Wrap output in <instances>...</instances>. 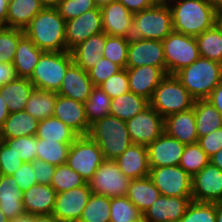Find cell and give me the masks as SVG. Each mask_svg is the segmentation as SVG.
<instances>
[{
    "mask_svg": "<svg viewBox=\"0 0 222 222\" xmlns=\"http://www.w3.org/2000/svg\"><path fill=\"white\" fill-rule=\"evenodd\" d=\"M167 3L175 32L197 37L214 26L216 6L212 0H170Z\"/></svg>",
    "mask_w": 222,
    "mask_h": 222,
    "instance_id": "1",
    "label": "cell"
},
{
    "mask_svg": "<svg viewBox=\"0 0 222 222\" xmlns=\"http://www.w3.org/2000/svg\"><path fill=\"white\" fill-rule=\"evenodd\" d=\"M66 21L56 7H44L24 28V34L41 50L68 51L65 42Z\"/></svg>",
    "mask_w": 222,
    "mask_h": 222,
    "instance_id": "2",
    "label": "cell"
},
{
    "mask_svg": "<svg viewBox=\"0 0 222 222\" xmlns=\"http://www.w3.org/2000/svg\"><path fill=\"white\" fill-rule=\"evenodd\" d=\"M175 76L195 99H207L222 81V64L199 57L190 66L182 68Z\"/></svg>",
    "mask_w": 222,
    "mask_h": 222,
    "instance_id": "3",
    "label": "cell"
},
{
    "mask_svg": "<svg viewBox=\"0 0 222 222\" xmlns=\"http://www.w3.org/2000/svg\"><path fill=\"white\" fill-rule=\"evenodd\" d=\"M88 136L108 160L117 159L132 144L126 122L112 115L90 125Z\"/></svg>",
    "mask_w": 222,
    "mask_h": 222,
    "instance_id": "4",
    "label": "cell"
},
{
    "mask_svg": "<svg viewBox=\"0 0 222 222\" xmlns=\"http://www.w3.org/2000/svg\"><path fill=\"white\" fill-rule=\"evenodd\" d=\"M173 31L172 13L167 2L134 13L131 38L163 41Z\"/></svg>",
    "mask_w": 222,
    "mask_h": 222,
    "instance_id": "5",
    "label": "cell"
},
{
    "mask_svg": "<svg viewBox=\"0 0 222 222\" xmlns=\"http://www.w3.org/2000/svg\"><path fill=\"white\" fill-rule=\"evenodd\" d=\"M195 99L175 75L167 74L155 88L149 103L163 118L193 108Z\"/></svg>",
    "mask_w": 222,
    "mask_h": 222,
    "instance_id": "6",
    "label": "cell"
},
{
    "mask_svg": "<svg viewBox=\"0 0 222 222\" xmlns=\"http://www.w3.org/2000/svg\"><path fill=\"white\" fill-rule=\"evenodd\" d=\"M72 64L73 59L70 51H44L29 80L36 89L57 92L67 69Z\"/></svg>",
    "mask_w": 222,
    "mask_h": 222,
    "instance_id": "7",
    "label": "cell"
},
{
    "mask_svg": "<svg viewBox=\"0 0 222 222\" xmlns=\"http://www.w3.org/2000/svg\"><path fill=\"white\" fill-rule=\"evenodd\" d=\"M162 43L166 74L175 75L200 57L196 37L172 31Z\"/></svg>",
    "mask_w": 222,
    "mask_h": 222,
    "instance_id": "8",
    "label": "cell"
},
{
    "mask_svg": "<svg viewBox=\"0 0 222 222\" xmlns=\"http://www.w3.org/2000/svg\"><path fill=\"white\" fill-rule=\"evenodd\" d=\"M104 160L97 143L85 135L71 144L66 164L88 182Z\"/></svg>",
    "mask_w": 222,
    "mask_h": 222,
    "instance_id": "9",
    "label": "cell"
},
{
    "mask_svg": "<svg viewBox=\"0 0 222 222\" xmlns=\"http://www.w3.org/2000/svg\"><path fill=\"white\" fill-rule=\"evenodd\" d=\"M130 181L115 160L105 159L87 183L93 194L112 198L125 196Z\"/></svg>",
    "mask_w": 222,
    "mask_h": 222,
    "instance_id": "10",
    "label": "cell"
},
{
    "mask_svg": "<svg viewBox=\"0 0 222 222\" xmlns=\"http://www.w3.org/2000/svg\"><path fill=\"white\" fill-rule=\"evenodd\" d=\"M149 177L161 195L192 197V176L179 165L150 168Z\"/></svg>",
    "mask_w": 222,
    "mask_h": 222,
    "instance_id": "11",
    "label": "cell"
},
{
    "mask_svg": "<svg viewBox=\"0 0 222 222\" xmlns=\"http://www.w3.org/2000/svg\"><path fill=\"white\" fill-rule=\"evenodd\" d=\"M126 125L133 144L148 146L164 132V118L150 105Z\"/></svg>",
    "mask_w": 222,
    "mask_h": 222,
    "instance_id": "12",
    "label": "cell"
},
{
    "mask_svg": "<svg viewBox=\"0 0 222 222\" xmlns=\"http://www.w3.org/2000/svg\"><path fill=\"white\" fill-rule=\"evenodd\" d=\"M143 65L159 67L166 73V61L162 41L130 39L125 68H136Z\"/></svg>",
    "mask_w": 222,
    "mask_h": 222,
    "instance_id": "13",
    "label": "cell"
},
{
    "mask_svg": "<svg viewBox=\"0 0 222 222\" xmlns=\"http://www.w3.org/2000/svg\"><path fill=\"white\" fill-rule=\"evenodd\" d=\"M91 194L87 182L83 186L57 193L52 214L59 222H78Z\"/></svg>",
    "mask_w": 222,
    "mask_h": 222,
    "instance_id": "14",
    "label": "cell"
},
{
    "mask_svg": "<svg viewBox=\"0 0 222 222\" xmlns=\"http://www.w3.org/2000/svg\"><path fill=\"white\" fill-rule=\"evenodd\" d=\"M192 200L216 203L222 201V170L210 162L192 176Z\"/></svg>",
    "mask_w": 222,
    "mask_h": 222,
    "instance_id": "15",
    "label": "cell"
},
{
    "mask_svg": "<svg viewBox=\"0 0 222 222\" xmlns=\"http://www.w3.org/2000/svg\"><path fill=\"white\" fill-rule=\"evenodd\" d=\"M103 32L101 8L96 7L66 21L65 42L68 51L90 36Z\"/></svg>",
    "mask_w": 222,
    "mask_h": 222,
    "instance_id": "16",
    "label": "cell"
},
{
    "mask_svg": "<svg viewBox=\"0 0 222 222\" xmlns=\"http://www.w3.org/2000/svg\"><path fill=\"white\" fill-rule=\"evenodd\" d=\"M192 197L160 195L143 213L148 222H178L186 213Z\"/></svg>",
    "mask_w": 222,
    "mask_h": 222,
    "instance_id": "17",
    "label": "cell"
},
{
    "mask_svg": "<svg viewBox=\"0 0 222 222\" xmlns=\"http://www.w3.org/2000/svg\"><path fill=\"white\" fill-rule=\"evenodd\" d=\"M185 144L163 132L147 146L150 168L179 165Z\"/></svg>",
    "mask_w": 222,
    "mask_h": 222,
    "instance_id": "18",
    "label": "cell"
},
{
    "mask_svg": "<svg viewBox=\"0 0 222 222\" xmlns=\"http://www.w3.org/2000/svg\"><path fill=\"white\" fill-rule=\"evenodd\" d=\"M53 116L71 128L78 136L88 135V123L84 103L57 95Z\"/></svg>",
    "mask_w": 222,
    "mask_h": 222,
    "instance_id": "19",
    "label": "cell"
},
{
    "mask_svg": "<svg viewBox=\"0 0 222 222\" xmlns=\"http://www.w3.org/2000/svg\"><path fill=\"white\" fill-rule=\"evenodd\" d=\"M103 32L109 36L131 39L134 13L122 3L114 1L101 8Z\"/></svg>",
    "mask_w": 222,
    "mask_h": 222,
    "instance_id": "20",
    "label": "cell"
},
{
    "mask_svg": "<svg viewBox=\"0 0 222 222\" xmlns=\"http://www.w3.org/2000/svg\"><path fill=\"white\" fill-rule=\"evenodd\" d=\"M130 92L150 101L155 88L167 75L161 68L143 65L136 68H126Z\"/></svg>",
    "mask_w": 222,
    "mask_h": 222,
    "instance_id": "21",
    "label": "cell"
},
{
    "mask_svg": "<svg viewBox=\"0 0 222 222\" xmlns=\"http://www.w3.org/2000/svg\"><path fill=\"white\" fill-rule=\"evenodd\" d=\"M115 161L121 172L130 180L144 178L150 174L147 146L132 143Z\"/></svg>",
    "mask_w": 222,
    "mask_h": 222,
    "instance_id": "22",
    "label": "cell"
},
{
    "mask_svg": "<svg viewBox=\"0 0 222 222\" xmlns=\"http://www.w3.org/2000/svg\"><path fill=\"white\" fill-rule=\"evenodd\" d=\"M164 132L183 144L198 142L194 109L173 113L164 118Z\"/></svg>",
    "mask_w": 222,
    "mask_h": 222,
    "instance_id": "23",
    "label": "cell"
},
{
    "mask_svg": "<svg viewBox=\"0 0 222 222\" xmlns=\"http://www.w3.org/2000/svg\"><path fill=\"white\" fill-rule=\"evenodd\" d=\"M92 88L93 84L89 78L88 72L73 63L67 69L57 93L60 96H65L85 103L89 98Z\"/></svg>",
    "mask_w": 222,
    "mask_h": 222,
    "instance_id": "24",
    "label": "cell"
},
{
    "mask_svg": "<svg viewBox=\"0 0 222 222\" xmlns=\"http://www.w3.org/2000/svg\"><path fill=\"white\" fill-rule=\"evenodd\" d=\"M56 191L50 185L35 184L23 192V206L28 215L52 214Z\"/></svg>",
    "mask_w": 222,
    "mask_h": 222,
    "instance_id": "25",
    "label": "cell"
},
{
    "mask_svg": "<svg viewBox=\"0 0 222 222\" xmlns=\"http://www.w3.org/2000/svg\"><path fill=\"white\" fill-rule=\"evenodd\" d=\"M105 44V32L90 36L70 50L73 63L88 72L102 57Z\"/></svg>",
    "mask_w": 222,
    "mask_h": 222,
    "instance_id": "26",
    "label": "cell"
},
{
    "mask_svg": "<svg viewBox=\"0 0 222 222\" xmlns=\"http://www.w3.org/2000/svg\"><path fill=\"white\" fill-rule=\"evenodd\" d=\"M0 210L10 221L26 215L23 192L12 176L0 174Z\"/></svg>",
    "mask_w": 222,
    "mask_h": 222,
    "instance_id": "27",
    "label": "cell"
},
{
    "mask_svg": "<svg viewBox=\"0 0 222 222\" xmlns=\"http://www.w3.org/2000/svg\"><path fill=\"white\" fill-rule=\"evenodd\" d=\"M43 52L24 34L19 39L12 62L17 77L30 78Z\"/></svg>",
    "mask_w": 222,
    "mask_h": 222,
    "instance_id": "28",
    "label": "cell"
},
{
    "mask_svg": "<svg viewBox=\"0 0 222 222\" xmlns=\"http://www.w3.org/2000/svg\"><path fill=\"white\" fill-rule=\"evenodd\" d=\"M34 85L29 78L17 77L13 81L0 86V95L6 102L9 113L25 110Z\"/></svg>",
    "mask_w": 222,
    "mask_h": 222,
    "instance_id": "29",
    "label": "cell"
},
{
    "mask_svg": "<svg viewBox=\"0 0 222 222\" xmlns=\"http://www.w3.org/2000/svg\"><path fill=\"white\" fill-rule=\"evenodd\" d=\"M44 7L40 0H9L6 27L24 30Z\"/></svg>",
    "mask_w": 222,
    "mask_h": 222,
    "instance_id": "30",
    "label": "cell"
},
{
    "mask_svg": "<svg viewBox=\"0 0 222 222\" xmlns=\"http://www.w3.org/2000/svg\"><path fill=\"white\" fill-rule=\"evenodd\" d=\"M38 123L25 110L10 113L1 128L2 140L36 135Z\"/></svg>",
    "mask_w": 222,
    "mask_h": 222,
    "instance_id": "31",
    "label": "cell"
},
{
    "mask_svg": "<svg viewBox=\"0 0 222 222\" xmlns=\"http://www.w3.org/2000/svg\"><path fill=\"white\" fill-rule=\"evenodd\" d=\"M198 138L222 128V115L207 99H198L193 105Z\"/></svg>",
    "mask_w": 222,
    "mask_h": 222,
    "instance_id": "32",
    "label": "cell"
},
{
    "mask_svg": "<svg viewBox=\"0 0 222 222\" xmlns=\"http://www.w3.org/2000/svg\"><path fill=\"white\" fill-rule=\"evenodd\" d=\"M160 195L159 190L155 187L149 176L131 180L126 194L127 198L142 213H144Z\"/></svg>",
    "mask_w": 222,
    "mask_h": 222,
    "instance_id": "33",
    "label": "cell"
},
{
    "mask_svg": "<svg viewBox=\"0 0 222 222\" xmlns=\"http://www.w3.org/2000/svg\"><path fill=\"white\" fill-rule=\"evenodd\" d=\"M110 105V115L126 122L145 110L150 103L148 99L129 91L113 98Z\"/></svg>",
    "mask_w": 222,
    "mask_h": 222,
    "instance_id": "34",
    "label": "cell"
},
{
    "mask_svg": "<svg viewBox=\"0 0 222 222\" xmlns=\"http://www.w3.org/2000/svg\"><path fill=\"white\" fill-rule=\"evenodd\" d=\"M35 136L60 143H73L78 137L71 128L54 116L39 121Z\"/></svg>",
    "mask_w": 222,
    "mask_h": 222,
    "instance_id": "35",
    "label": "cell"
},
{
    "mask_svg": "<svg viewBox=\"0 0 222 222\" xmlns=\"http://www.w3.org/2000/svg\"><path fill=\"white\" fill-rule=\"evenodd\" d=\"M58 93L34 88L26 103L25 111L38 121L53 116Z\"/></svg>",
    "mask_w": 222,
    "mask_h": 222,
    "instance_id": "36",
    "label": "cell"
},
{
    "mask_svg": "<svg viewBox=\"0 0 222 222\" xmlns=\"http://www.w3.org/2000/svg\"><path fill=\"white\" fill-rule=\"evenodd\" d=\"M111 98L100 86H93L84 109L89 125L97 120L110 115Z\"/></svg>",
    "mask_w": 222,
    "mask_h": 222,
    "instance_id": "37",
    "label": "cell"
},
{
    "mask_svg": "<svg viewBox=\"0 0 222 222\" xmlns=\"http://www.w3.org/2000/svg\"><path fill=\"white\" fill-rule=\"evenodd\" d=\"M72 143H60L37 138V160L59 166L67 162Z\"/></svg>",
    "mask_w": 222,
    "mask_h": 222,
    "instance_id": "38",
    "label": "cell"
},
{
    "mask_svg": "<svg viewBox=\"0 0 222 222\" xmlns=\"http://www.w3.org/2000/svg\"><path fill=\"white\" fill-rule=\"evenodd\" d=\"M199 55L222 64V32L214 25L196 37Z\"/></svg>",
    "mask_w": 222,
    "mask_h": 222,
    "instance_id": "39",
    "label": "cell"
},
{
    "mask_svg": "<svg viewBox=\"0 0 222 222\" xmlns=\"http://www.w3.org/2000/svg\"><path fill=\"white\" fill-rule=\"evenodd\" d=\"M78 222H110V197L92 193Z\"/></svg>",
    "mask_w": 222,
    "mask_h": 222,
    "instance_id": "40",
    "label": "cell"
},
{
    "mask_svg": "<svg viewBox=\"0 0 222 222\" xmlns=\"http://www.w3.org/2000/svg\"><path fill=\"white\" fill-rule=\"evenodd\" d=\"M141 218L143 213L126 195L110 198V222H137Z\"/></svg>",
    "mask_w": 222,
    "mask_h": 222,
    "instance_id": "41",
    "label": "cell"
},
{
    "mask_svg": "<svg viewBox=\"0 0 222 222\" xmlns=\"http://www.w3.org/2000/svg\"><path fill=\"white\" fill-rule=\"evenodd\" d=\"M210 162L209 156L198 143L186 144L179 166L190 176L200 172Z\"/></svg>",
    "mask_w": 222,
    "mask_h": 222,
    "instance_id": "42",
    "label": "cell"
},
{
    "mask_svg": "<svg viewBox=\"0 0 222 222\" xmlns=\"http://www.w3.org/2000/svg\"><path fill=\"white\" fill-rule=\"evenodd\" d=\"M86 181L66 163L56 167L51 180V187L56 193H62L72 188L83 186Z\"/></svg>",
    "mask_w": 222,
    "mask_h": 222,
    "instance_id": "43",
    "label": "cell"
},
{
    "mask_svg": "<svg viewBox=\"0 0 222 222\" xmlns=\"http://www.w3.org/2000/svg\"><path fill=\"white\" fill-rule=\"evenodd\" d=\"M130 39L106 34V44L102 57L116 63L121 68L126 67L127 53Z\"/></svg>",
    "mask_w": 222,
    "mask_h": 222,
    "instance_id": "44",
    "label": "cell"
},
{
    "mask_svg": "<svg viewBox=\"0 0 222 222\" xmlns=\"http://www.w3.org/2000/svg\"><path fill=\"white\" fill-rule=\"evenodd\" d=\"M24 31L18 28L3 27L0 30V62L12 64L19 39Z\"/></svg>",
    "mask_w": 222,
    "mask_h": 222,
    "instance_id": "45",
    "label": "cell"
},
{
    "mask_svg": "<svg viewBox=\"0 0 222 222\" xmlns=\"http://www.w3.org/2000/svg\"><path fill=\"white\" fill-rule=\"evenodd\" d=\"M14 153L24 162H33L37 159V137L23 136L3 140Z\"/></svg>",
    "mask_w": 222,
    "mask_h": 222,
    "instance_id": "46",
    "label": "cell"
},
{
    "mask_svg": "<svg viewBox=\"0 0 222 222\" xmlns=\"http://www.w3.org/2000/svg\"><path fill=\"white\" fill-rule=\"evenodd\" d=\"M178 222H216V203L193 201Z\"/></svg>",
    "mask_w": 222,
    "mask_h": 222,
    "instance_id": "47",
    "label": "cell"
},
{
    "mask_svg": "<svg viewBox=\"0 0 222 222\" xmlns=\"http://www.w3.org/2000/svg\"><path fill=\"white\" fill-rule=\"evenodd\" d=\"M56 8L64 20L68 21L95 9L96 6L93 0H61Z\"/></svg>",
    "mask_w": 222,
    "mask_h": 222,
    "instance_id": "48",
    "label": "cell"
},
{
    "mask_svg": "<svg viewBox=\"0 0 222 222\" xmlns=\"http://www.w3.org/2000/svg\"><path fill=\"white\" fill-rule=\"evenodd\" d=\"M100 87L111 99L128 93L130 88L127 69L122 68L119 72L105 80Z\"/></svg>",
    "mask_w": 222,
    "mask_h": 222,
    "instance_id": "49",
    "label": "cell"
},
{
    "mask_svg": "<svg viewBox=\"0 0 222 222\" xmlns=\"http://www.w3.org/2000/svg\"><path fill=\"white\" fill-rule=\"evenodd\" d=\"M122 68L109 59L101 57L96 65L88 71L93 86H100L105 80L119 72Z\"/></svg>",
    "mask_w": 222,
    "mask_h": 222,
    "instance_id": "50",
    "label": "cell"
},
{
    "mask_svg": "<svg viewBox=\"0 0 222 222\" xmlns=\"http://www.w3.org/2000/svg\"><path fill=\"white\" fill-rule=\"evenodd\" d=\"M24 163L4 142L0 144V174L12 176Z\"/></svg>",
    "mask_w": 222,
    "mask_h": 222,
    "instance_id": "51",
    "label": "cell"
},
{
    "mask_svg": "<svg viewBox=\"0 0 222 222\" xmlns=\"http://www.w3.org/2000/svg\"><path fill=\"white\" fill-rule=\"evenodd\" d=\"M12 177L15 179L17 186L22 192L37 184L32 162H24L20 168L16 170Z\"/></svg>",
    "mask_w": 222,
    "mask_h": 222,
    "instance_id": "52",
    "label": "cell"
},
{
    "mask_svg": "<svg viewBox=\"0 0 222 222\" xmlns=\"http://www.w3.org/2000/svg\"><path fill=\"white\" fill-rule=\"evenodd\" d=\"M205 153L211 157L222 148V128L198 138L197 142Z\"/></svg>",
    "mask_w": 222,
    "mask_h": 222,
    "instance_id": "53",
    "label": "cell"
},
{
    "mask_svg": "<svg viewBox=\"0 0 222 222\" xmlns=\"http://www.w3.org/2000/svg\"><path fill=\"white\" fill-rule=\"evenodd\" d=\"M32 167L38 184L51 185L56 166L36 159L32 162Z\"/></svg>",
    "mask_w": 222,
    "mask_h": 222,
    "instance_id": "54",
    "label": "cell"
},
{
    "mask_svg": "<svg viewBox=\"0 0 222 222\" xmlns=\"http://www.w3.org/2000/svg\"><path fill=\"white\" fill-rule=\"evenodd\" d=\"M122 3L129 11L136 13L154 6L159 0H116Z\"/></svg>",
    "mask_w": 222,
    "mask_h": 222,
    "instance_id": "55",
    "label": "cell"
},
{
    "mask_svg": "<svg viewBox=\"0 0 222 222\" xmlns=\"http://www.w3.org/2000/svg\"><path fill=\"white\" fill-rule=\"evenodd\" d=\"M17 78L13 64L0 62V86Z\"/></svg>",
    "mask_w": 222,
    "mask_h": 222,
    "instance_id": "56",
    "label": "cell"
},
{
    "mask_svg": "<svg viewBox=\"0 0 222 222\" xmlns=\"http://www.w3.org/2000/svg\"><path fill=\"white\" fill-rule=\"evenodd\" d=\"M222 115V81L213 89L207 98Z\"/></svg>",
    "mask_w": 222,
    "mask_h": 222,
    "instance_id": "57",
    "label": "cell"
},
{
    "mask_svg": "<svg viewBox=\"0 0 222 222\" xmlns=\"http://www.w3.org/2000/svg\"><path fill=\"white\" fill-rule=\"evenodd\" d=\"M9 0H0V26L6 27V17L8 11Z\"/></svg>",
    "mask_w": 222,
    "mask_h": 222,
    "instance_id": "58",
    "label": "cell"
},
{
    "mask_svg": "<svg viewBox=\"0 0 222 222\" xmlns=\"http://www.w3.org/2000/svg\"><path fill=\"white\" fill-rule=\"evenodd\" d=\"M9 111L6 105V102L3 100V97L0 95V128L3 127L6 118L9 116Z\"/></svg>",
    "mask_w": 222,
    "mask_h": 222,
    "instance_id": "59",
    "label": "cell"
},
{
    "mask_svg": "<svg viewBox=\"0 0 222 222\" xmlns=\"http://www.w3.org/2000/svg\"><path fill=\"white\" fill-rule=\"evenodd\" d=\"M32 222H59L53 214L32 215Z\"/></svg>",
    "mask_w": 222,
    "mask_h": 222,
    "instance_id": "60",
    "label": "cell"
},
{
    "mask_svg": "<svg viewBox=\"0 0 222 222\" xmlns=\"http://www.w3.org/2000/svg\"><path fill=\"white\" fill-rule=\"evenodd\" d=\"M210 163L222 170V148L211 157H209Z\"/></svg>",
    "mask_w": 222,
    "mask_h": 222,
    "instance_id": "61",
    "label": "cell"
},
{
    "mask_svg": "<svg viewBox=\"0 0 222 222\" xmlns=\"http://www.w3.org/2000/svg\"><path fill=\"white\" fill-rule=\"evenodd\" d=\"M214 25L222 32V7H216Z\"/></svg>",
    "mask_w": 222,
    "mask_h": 222,
    "instance_id": "62",
    "label": "cell"
},
{
    "mask_svg": "<svg viewBox=\"0 0 222 222\" xmlns=\"http://www.w3.org/2000/svg\"><path fill=\"white\" fill-rule=\"evenodd\" d=\"M216 222H222V201L216 202Z\"/></svg>",
    "mask_w": 222,
    "mask_h": 222,
    "instance_id": "63",
    "label": "cell"
},
{
    "mask_svg": "<svg viewBox=\"0 0 222 222\" xmlns=\"http://www.w3.org/2000/svg\"><path fill=\"white\" fill-rule=\"evenodd\" d=\"M61 0H40L45 7H56Z\"/></svg>",
    "mask_w": 222,
    "mask_h": 222,
    "instance_id": "64",
    "label": "cell"
},
{
    "mask_svg": "<svg viewBox=\"0 0 222 222\" xmlns=\"http://www.w3.org/2000/svg\"><path fill=\"white\" fill-rule=\"evenodd\" d=\"M116 0H93L94 4L98 8H102L103 6L109 5L111 2Z\"/></svg>",
    "mask_w": 222,
    "mask_h": 222,
    "instance_id": "65",
    "label": "cell"
},
{
    "mask_svg": "<svg viewBox=\"0 0 222 222\" xmlns=\"http://www.w3.org/2000/svg\"><path fill=\"white\" fill-rule=\"evenodd\" d=\"M10 222H32V215L26 214Z\"/></svg>",
    "mask_w": 222,
    "mask_h": 222,
    "instance_id": "66",
    "label": "cell"
},
{
    "mask_svg": "<svg viewBox=\"0 0 222 222\" xmlns=\"http://www.w3.org/2000/svg\"><path fill=\"white\" fill-rule=\"evenodd\" d=\"M0 222H10V220L0 210Z\"/></svg>",
    "mask_w": 222,
    "mask_h": 222,
    "instance_id": "67",
    "label": "cell"
},
{
    "mask_svg": "<svg viewBox=\"0 0 222 222\" xmlns=\"http://www.w3.org/2000/svg\"><path fill=\"white\" fill-rule=\"evenodd\" d=\"M216 7H222V0H212Z\"/></svg>",
    "mask_w": 222,
    "mask_h": 222,
    "instance_id": "68",
    "label": "cell"
},
{
    "mask_svg": "<svg viewBox=\"0 0 222 222\" xmlns=\"http://www.w3.org/2000/svg\"><path fill=\"white\" fill-rule=\"evenodd\" d=\"M2 133H1V128H0V144L2 143Z\"/></svg>",
    "mask_w": 222,
    "mask_h": 222,
    "instance_id": "69",
    "label": "cell"
},
{
    "mask_svg": "<svg viewBox=\"0 0 222 222\" xmlns=\"http://www.w3.org/2000/svg\"><path fill=\"white\" fill-rule=\"evenodd\" d=\"M137 222H148V221H146L144 218H141V219L138 220Z\"/></svg>",
    "mask_w": 222,
    "mask_h": 222,
    "instance_id": "70",
    "label": "cell"
}]
</instances>
